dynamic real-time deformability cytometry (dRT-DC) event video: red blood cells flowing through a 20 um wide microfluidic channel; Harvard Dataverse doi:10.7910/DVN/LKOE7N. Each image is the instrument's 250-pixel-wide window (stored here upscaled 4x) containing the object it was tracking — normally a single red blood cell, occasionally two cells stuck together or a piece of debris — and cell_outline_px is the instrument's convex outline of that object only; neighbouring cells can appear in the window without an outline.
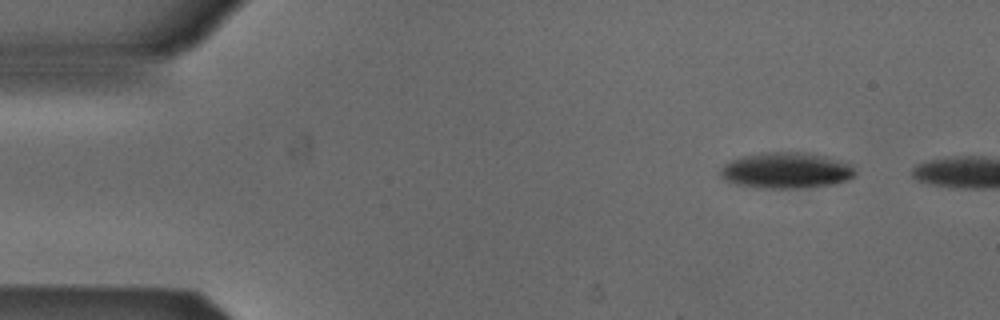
{"species": "Egyptian fruit bat (a non-hibernating species)", "species_latin": "Rousettus aegyptiacus", "temperature_condition": "cold", "stored_images_in_passage": 10, "camera_frame_rate_fps": 3000, "um_per_image_px": 0.085, "animal": {"sex": "male"}, "frame": {"image": 1, "passage_image": 1, "time_ms": 0.0, "image_size_px": [1000, 320], "cell_outline_px": [[856, 176], [832, 184], [800, 188], [752, 188], [728, 184], [720, 176], [720, 168], [728, 160], [740, 156], [764, 152], [808, 152], [828, 156], [852, 164], [856, 172]], "centroid_in_image_um": [66.76, 14.48], "position_along_channel_um": 18.2, "area_um2": 29.02}}